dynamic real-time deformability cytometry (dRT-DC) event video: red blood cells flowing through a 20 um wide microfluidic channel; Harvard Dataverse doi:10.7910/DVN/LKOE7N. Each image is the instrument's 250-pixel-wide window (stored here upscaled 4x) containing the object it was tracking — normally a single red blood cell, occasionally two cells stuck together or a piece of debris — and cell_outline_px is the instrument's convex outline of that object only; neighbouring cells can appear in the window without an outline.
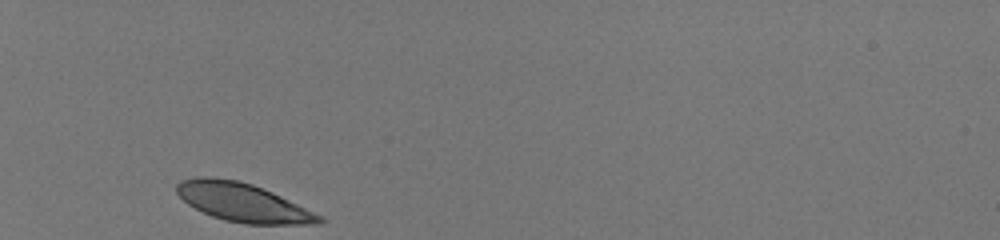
{"species": "human", "species_latin": "Homo sapiens", "temperature_condition": "room temperature", "stored_images_in_passage": 29, "camera_frame_rate_fps": 3000, "um_per_image_px": 0.085, "donor": {"sex": "male"}, "frame": {"image": 1, "passage_image": 1, "time_ms": 0.0, "image_size_px": [1000, 240], "cell_outline_px": [[328, 220], [320, 224], [244, 224], [224, 220], [212, 216], [188, 204], [176, 192], [176, 184], [180, 180], [196, 176], [212, 176], [240, 180], [252, 184], [272, 192], [324, 216]], "centroid_in_image_um": [20.66, 17.2], "position_along_channel_um": 64.3, "area_um2": 32.31}}
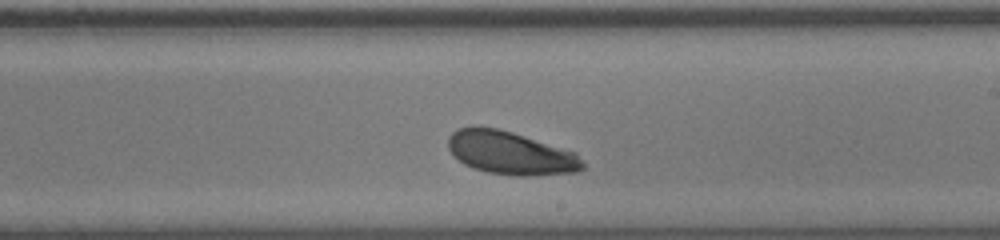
{"frame": {"image": 2, "passage_image": 17, "time_ms": 5.333, "image_size_px": [1000, 240], "cell_outline_px": [[584, 168], [580, 172], [524, 176], [516, 176], [488, 172], [472, 168], [464, 164], [448, 148], [448, 136], [456, 128], [476, 124], [496, 128], [512, 132], [576, 152], [584, 164]], "centroid_in_image_um": [43.38, 12.98], "position_along_channel_um": 245.6, "area_um2": 34.1}}
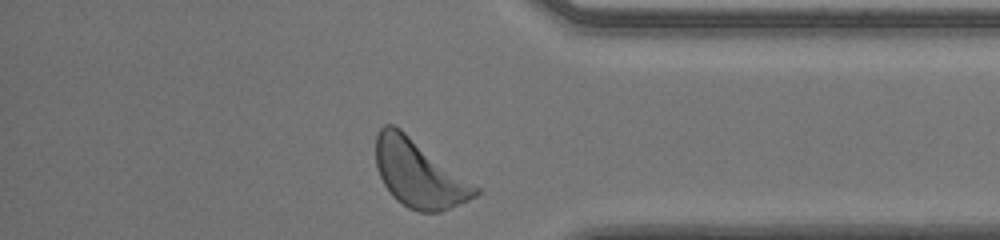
{"frame": {"image": 3, "passage_image": 29, "time_ms": 9.333, "image_size_px": [1000, 240], "cell_outline_px": [[484, 192], [468, 200], [440, 212], [420, 212], [408, 208], [396, 200], [392, 196], [384, 184], [380, 176], [376, 164], [376, 136], [380, 128], [384, 124], [392, 124], [400, 128], [480, 188]], "centroid_in_image_um": [35.61, 14.76], "position_along_channel_um": 399.6, "area_um2": 38.96}, "authors_computed_cell_mechanics": {"area_um2": 33.9286, "velocity_mm_per_s": 3.961, "shape_relaxation_time_tau1_ms": 1.4673, "shape_relaxation_time_tau2_ms": null, "deformation_change_tau1": 0.1026, "deformation_change_tau2": null}}